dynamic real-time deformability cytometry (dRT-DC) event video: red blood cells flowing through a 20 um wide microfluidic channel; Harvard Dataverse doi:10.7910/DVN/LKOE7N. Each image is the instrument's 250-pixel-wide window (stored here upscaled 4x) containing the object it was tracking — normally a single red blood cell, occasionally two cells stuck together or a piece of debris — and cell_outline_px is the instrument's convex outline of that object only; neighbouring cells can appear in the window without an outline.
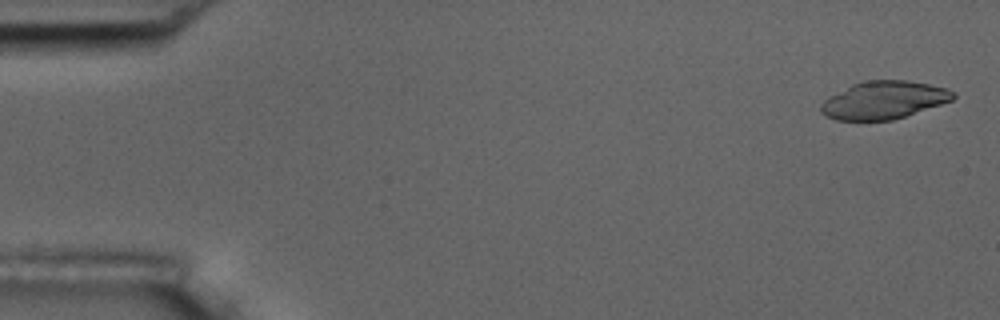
{"species": "common noctule bat (a hibernating species)", "species_latin": "Nyctalus noctula", "temperature_condition": "room temperature", "stored_images_in_passage": 11, "camera_frame_rate_fps": 3000, "um_per_image_px": 0.085, "animal": {"sex": "male", "body_mass_g": 17.5, "forearm_length_mm": 52.3}, "frame": {"image": 1, "passage_image": 1, "time_ms": 0.0, "image_size_px": [1000, 320], "cell_outline_px": [[956, 96], [952, 100], [892, 120], [836, 120], [824, 116], [820, 112], [820, 104], [828, 96], [852, 84], [864, 80], [908, 80], [948, 88], [956, 92]], "centroid_in_image_um": [75.09, 8.5], "position_along_channel_um": 9.9, "area_um2": 29.19}}
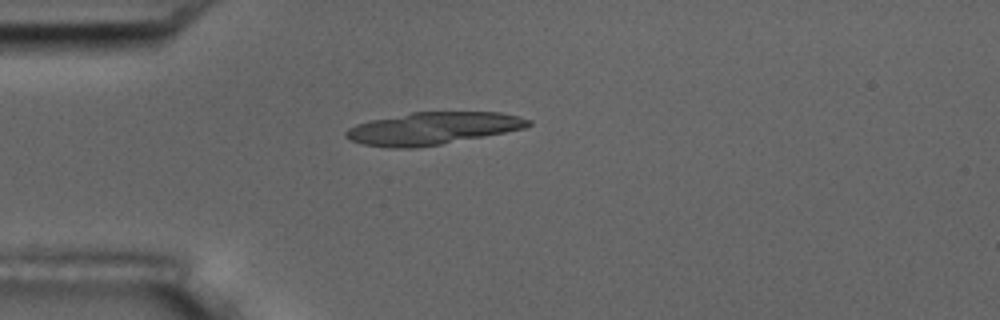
{"frame": {"image": 2, "passage_image": 4, "time_ms": 1.0, "image_size_px": [1000, 320], "cell_outline_px": [[532, 124], [524, 128], [484, 136], [440, 144], [416, 148], [388, 148], [364, 144], [352, 140], [344, 136], [344, 132], [348, 128], [356, 124], [368, 120], [412, 112], [500, 112], [520, 116], [532, 120]], "centroid_in_image_um": [36.75, 10.9], "position_along_channel_um": 48.2, "area_um2": 34.39}}